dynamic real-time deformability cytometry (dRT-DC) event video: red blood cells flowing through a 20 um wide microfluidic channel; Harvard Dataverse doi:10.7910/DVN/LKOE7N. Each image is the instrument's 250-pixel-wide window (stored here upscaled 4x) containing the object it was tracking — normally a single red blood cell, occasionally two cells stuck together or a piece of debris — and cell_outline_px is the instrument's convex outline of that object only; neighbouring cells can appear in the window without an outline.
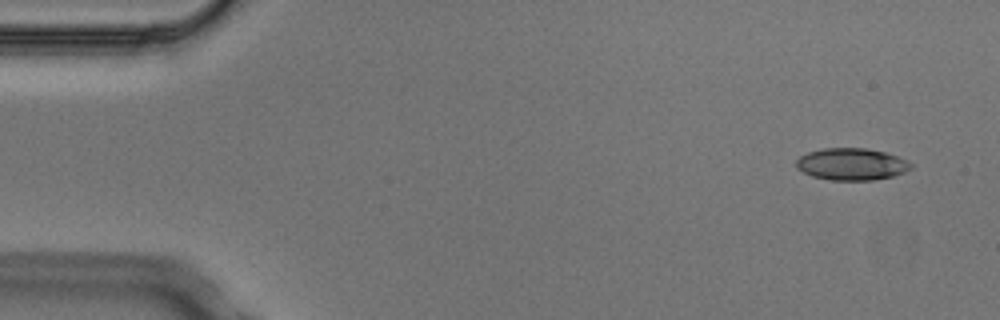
{"species": "Egyptian fruit bat (a non-hibernating species)", "species_latin": "Rousettus aegyptiacus", "temperature_condition": "cold", "stored_images_in_passage": 4, "camera_frame_rate_fps": 3000, "um_per_image_px": 0.085, "animal": {"sex": "male"}, "frame": {"image": 1, "passage_image": 1, "time_ms": 0.0, "image_size_px": [1000, 320], "cell_outline_px": [[912, 168], [904, 172], [892, 176], [872, 180], [832, 180], [812, 176], [796, 168], [796, 160], [800, 156], [808, 152], [824, 148], [864, 148], [884, 152], [896, 156], [912, 164]], "centroid_in_image_um": [72.35, 13.95], "position_along_channel_um": 12.6, "area_um2": 21.15}}
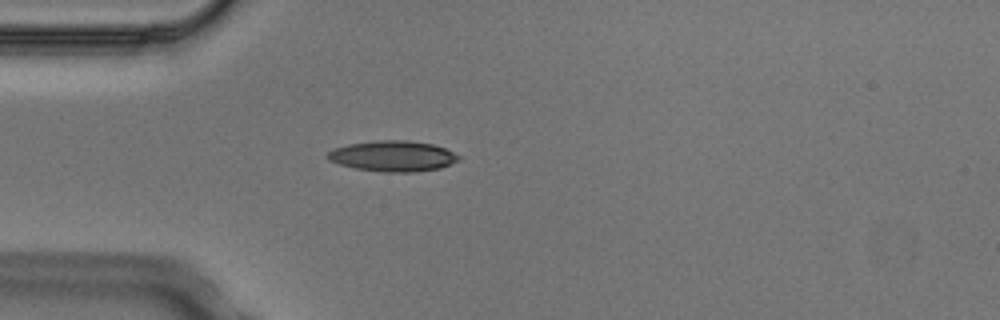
{"frame": {"image": 2, "passage_image": 4, "time_ms": 1.0, "image_size_px": [1000, 320], "cell_outline_px": [[460, 160], [440, 168], [412, 172], [384, 172], [356, 168], [340, 164], [328, 160], [324, 156], [332, 148], [348, 144], [376, 140], [408, 140], [432, 144], [444, 148], [460, 156]], "centroid_in_image_um": [33.36, 13.26], "position_along_channel_um": 51.6, "area_um2": 23.47}}